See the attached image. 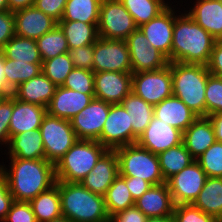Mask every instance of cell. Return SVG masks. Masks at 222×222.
<instances>
[{"mask_svg": "<svg viewBox=\"0 0 222 222\" xmlns=\"http://www.w3.org/2000/svg\"><path fill=\"white\" fill-rule=\"evenodd\" d=\"M9 159L8 166L0 163V173L13 200L30 202L38 194L56 184L55 164L52 162L46 159Z\"/></svg>", "mask_w": 222, "mask_h": 222, "instance_id": "1", "label": "cell"}, {"mask_svg": "<svg viewBox=\"0 0 222 222\" xmlns=\"http://www.w3.org/2000/svg\"><path fill=\"white\" fill-rule=\"evenodd\" d=\"M175 18L171 62L207 65L216 39L186 12Z\"/></svg>", "mask_w": 222, "mask_h": 222, "instance_id": "2", "label": "cell"}, {"mask_svg": "<svg viewBox=\"0 0 222 222\" xmlns=\"http://www.w3.org/2000/svg\"><path fill=\"white\" fill-rule=\"evenodd\" d=\"M62 216L71 222H109L104 196L86 189L79 182L59 181Z\"/></svg>", "mask_w": 222, "mask_h": 222, "instance_id": "3", "label": "cell"}, {"mask_svg": "<svg viewBox=\"0 0 222 222\" xmlns=\"http://www.w3.org/2000/svg\"><path fill=\"white\" fill-rule=\"evenodd\" d=\"M173 95L198 117H206L205 89L211 75L207 65L171 62Z\"/></svg>", "mask_w": 222, "mask_h": 222, "instance_id": "4", "label": "cell"}, {"mask_svg": "<svg viewBox=\"0 0 222 222\" xmlns=\"http://www.w3.org/2000/svg\"><path fill=\"white\" fill-rule=\"evenodd\" d=\"M106 151L97 140L78 139L55 164L56 181L80 183Z\"/></svg>", "mask_w": 222, "mask_h": 222, "instance_id": "5", "label": "cell"}, {"mask_svg": "<svg viewBox=\"0 0 222 222\" xmlns=\"http://www.w3.org/2000/svg\"><path fill=\"white\" fill-rule=\"evenodd\" d=\"M119 163V175L136 177L152 186L165 183L157 154L137 143L115 149Z\"/></svg>", "mask_w": 222, "mask_h": 222, "instance_id": "6", "label": "cell"}, {"mask_svg": "<svg viewBox=\"0 0 222 222\" xmlns=\"http://www.w3.org/2000/svg\"><path fill=\"white\" fill-rule=\"evenodd\" d=\"M39 130L45 159L53 164H56L78 140L69 120L53 117L48 113L43 117Z\"/></svg>", "mask_w": 222, "mask_h": 222, "instance_id": "7", "label": "cell"}, {"mask_svg": "<svg viewBox=\"0 0 222 222\" xmlns=\"http://www.w3.org/2000/svg\"><path fill=\"white\" fill-rule=\"evenodd\" d=\"M97 26L99 37L122 41L138 28L119 0H102Z\"/></svg>", "mask_w": 222, "mask_h": 222, "instance_id": "8", "label": "cell"}, {"mask_svg": "<svg viewBox=\"0 0 222 222\" xmlns=\"http://www.w3.org/2000/svg\"><path fill=\"white\" fill-rule=\"evenodd\" d=\"M132 92L152 106L172 96L171 62L163 69L132 73Z\"/></svg>", "mask_w": 222, "mask_h": 222, "instance_id": "9", "label": "cell"}, {"mask_svg": "<svg viewBox=\"0 0 222 222\" xmlns=\"http://www.w3.org/2000/svg\"><path fill=\"white\" fill-rule=\"evenodd\" d=\"M93 71L132 73L126 42L99 37L94 43Z\"/></svg>", "mask_w": 222, "mask_h": 222, "instance_id": "10", "label": "cell"}, {"mask_svg": "<svg viewBox=\"0 0 222 222\" xmlns=\"http://www.w3.org/2000/svg\"><path fill=\"white\" fill-rule=\"evenodd\" d=\"M207 179L206 173L196 160L166 180L175 205L192 204Z\"/></svg>", "mask_w": 222, "mask_h": 222, "instance_id": "11", "label": "cell"}, {"mask_svg": "<svg viewBox=\"0 0 222 222\" xmlns=\"http://www.w3.org/2000/svg\"><path fill=\"white\" fill-rule=\"evenodd\" d=\"M125 42L129 49L132 73L163 69L169 64L168 58L149 44L139 28L133 31Z\"/></svg>", "mask_w": 222, "mask_h": 222, "instance_id": "12", "label": "cell"}, {"mask_svg": "<svg viewBox=\"0 0 222 222\" xmlns=\"http://www.w3.org/2000/svg\"><path fill=\"white\" fill-rule=\"evenodd\" d=\"M100 143L107 150L133 144V127L129 113L122 104H111L100 135Z\"/></svg>", "mask_w": 222, "mask_h": 222, "instance_id": "13", "label": "cell"}, {"mask_svg": "<svg viewBox=\"0 0 222 222\" xmlns=\"http://www.w3.org/2000/svg\"><path fill=\"white\" fill-rule=\"evenodd\" d=\"M110 106L111 104L103 100L93 98L88 106L75 115L70 122L77 138L97 140L100 143V135Z\"/></svg>", "mask_w": 222, "mask_h": 222, "instance_id": "14", "label": "cell"}, {"mask_svg": "<svg viewBox=\"0 0 222 222\" xmlns=\"http://www.w3.org/2000/svg\"><path fill=\"white\" fill-rule=\"evenodd\" d=\"M171 5L157 17L138 27L147 37L149 44L162 52L168 58L169 62H171L173 28L175 18L178 16V10L174 7L175 5L173 7Z\"/></svg>", "mask_w": 222, "mask_h": 222, "instance_id": "15", "label": "cell"}, {"mask_svg": "<svg viewBox=\"0 0 222 222\" xmlns=\"http://www.w3.org/2000/svg\"><path fill=\"white\" fill-rule=\"evenodd\" d=\"M95 98L109 104H121L132 91V73L94 72Z\"/></svg>", "mask_w": 222, "mask_h": 222, "instance_id": "16", "label": "cell"}, {"mask_svg": "<svg viewBox=\"0 0 222 222\" xmlns=\"http://www.w3.org/2000/svg\"><path fill=\"white\" fill-rule=\"evenodd\" d=\"M183 132L153 116L150 124L138 137L137 144L159 154L182 143Z\"/></svg>", "mask_w": 222, "mask_h": 222, "instance_id": "17", "label": "cell"}, {"mask_svg": "<svg viewBox=\"0 0 222 222\" xmlns=\"http://www.w3.org/2000/svg\"><path fill=\"white\" fill-rule=\"evenodd\" d=\"M119 176V163L115 150H107L90 173L80 183L91 192L104 196Z\"/></svg>", "mask_w": 222, "mask_h": 222, "instance_id": "18", "label": "cell"}, {"mask_svg": "<svg viewBox=\"0 0 222 222\" xmlns=\"http://www.w3.org/2000/svg\"><path fill=\"white\" fill-rule=\"evenodd\" d=\"M15 35L37 40L50 32L58 22L35 6L14 12Z\"/></svg>", "mask_w": 222, "mask_h": 222, "instance_id": "19", "label": "cell"}, {"mask_svg": "<svg viewBox=\"0 0 222 222\" xmlns=\"http://www.w3.org/2000/svg\"><path fill=\"white\" fill-rule=\"evenodd\" d=\"M93 98H95V94H84L63 86H57L55 94L47 107V113L53 117L70 121L88 106Z\"/></svg>", "mask_w": 222, "mask_h": 222, "instance_id": "20", "label": "cell"}, {"mask_svg": "<svg viewBox=\"0 0 222 222\" xmlns=\"http://www.w3.org/2000/svg\"><path fill=\"white\" fill-rule=\"evenodd\" d=\"M46 114V107L23 102L13 96V112L9 126L10 138L25 131L39 130Z\"/></svg>", "mask_w": 222, "mask_h": 222, "instance_id": "21", "label": "cell"}, {"mask_svg": "<svg viewBox=\"0 0 222 222\" xmlns=\"http://www.w3.org/2000/svg\"><path fill=\"white\" fill-rule=\"evenodd\" d=\"M134 205L147 217L172 216L175 206L166 182L151 186Z\"/></svg>", "mask_w": 222, "mask_h": 222, "instance_id": "22", "label": "cell"}, {"mask_svg": "<svg viewBox=\"0 0 222 222\" xmlns=\"http://www.w3.org/2000/svg\"><path fill=\"white\" fill-rule=\"evenodd\" d=\"M153 116L182 132L198 118L182 100L174 95L153 106Z\"/></svg>", "mask_w": 222, "mask_h": 222, "instance_id": "23", "label": "cell"}, {"mask_svg": "<svg viewBox=\"0 0 222 222\" xmlns=\"http://www.w3.org/2000/svg\"><path fill=\"white\" fill-rule=\"evenodd\" d=\"M186 12L216 40L222 39V0H196Z\"/></svg>", "mask_w": 222, "mask_h": 222, "instance_id": "24", "label": "cell"}, {"mask_svg": "<svg viewBox=\"0 0 222 222\" xmlns=\"http://www.w3.org/2000/svg\"><path fill=\"white\" fill-rule=\"evenodd\" d=\"M57 86L42 72L13 90L12 95L20 101L48 107Z\"/></svg>", "mask_w": 222, "mask_h": 222, "instance_id": "25", "label": "cell"}, {"mask_svg": "<svg viewBox=\"0 0 222 222\" xmlns=\"http://www.w3.org/2000/svg\"><path fill=\"white\" fill-rule=\"evenodd\" d=\"M215 141L214 128L208 117H198L183 132L182 142L194 159L203 154Z\"/></svg>", "mask_w": 222, "mask_h": 222, "instance_id": "26", "label": "cell"}, {"mask_svg": "<svg viewBox=\"0 0 222 222\" xmlns=\"http://www.w3.org/2000/svg\"><path fill=\"white\" fill-rule=\"evenodd\" d=\"M6 152L9 157L20 159H45L40 130H29L10 138Z\"/></svg>", "mask_w": 222, "mask_h": 222, "instance_id": "27", "label": "cell"}, {"mask_svg": "<svg viewBox=\"0 0 222 222\" xmlns=\"http://www.w3.org/2000/svg\"><path fill=\"white\" fill-rule=\"evenodd\" d=\"M121 104L129 113L133 127V144H135L153 118V106L132 91L122 100Z\"/></svg>", "mask_w": 222, "mask_h": 222, "instance_id": "28", "label": "cell"}, {"mask_svg": "<svg viewBox=\"0 0 222 222\" xmlns=\"http://www.w3.org/2000/svg\"><path fill=\"white\" fill-rule=\"evenodd\" d=\"M37 222H48L62 217L59 181L30 201Z\"/></svg>", "mask_w": 222, "mask_h": 222, "instance_id": "29", "label": "cell"}, {"mask_svg": "<svg viewBox=\"0 0 222 222\" xmlns=\"http://www.w3.org/2000/svg\"><path fill=\"white\" fill-rule=\"evenodd\" d=\"M192 205L216 218L222 217V178L207 177Z\"/></svg>", "mask_w": 222, "mask_h": 222, "instance_id": "30", "label": "cell"}, {"mask_svg": "<svg viewBox=\"0 0 222 222\" xmlns=\"http://www.w3.org/2000/svg\"><path fill=\"white\" fill-rule=\"evenodd\" d=\"M69 50L84 45H91L99 38L98 23H84L81 21H59Z\"/></svg>", "mask_w": 222, "mask_h": 222, "instance_id": "31", "label": "cell"}, {"mask_svg": "<svg viewBox=\"0 0 222 222\" xmlns=\"http://www.w3.org/2000/svg\"><path fill=\"white\" fill-rule=\"evenodd\" d=\"M42 63H26L7 59L4 56V73L7 81V96L13 93L20 84L38 76Z\"/></svg>", "mask_w": 222, "mask_h": 222, "instance_id": "32", "label": "cell"}, {"mask_svg": "<svg viewBox=\"0 0 222 222\" xmlns=\"http://www.w3.org/2000/svg\"><path fill=\"white\" fill-rule=\"evenodd\" d=\"M5 58L26 63H42L36 40L15 35L1 49Z\"/></svg>", "mask_w": 222, "mask_h": 222, "instance_id": "33", "label": "cell"}, {"mask_svg": "<svg viewBox=\"0 0 222 222\" xmlns=\"http://www.w3.org/2000/svg\"><path fill=\"white\" fill-rule=\"evenodd\" d=\"M140 27L163 12L171 3L168 0H119ZM167 1V2H166Z\"/></svg>", "mask_w": 222, "mask_h": 222, "instance_id": "34", "label": "cell"}, {"mask_svg": "<svg viewBox=\"0 0 222 222\" xmlns=\"http://www.w3.org/2000/svg\"><path fill=\"white\" fill-rule=\"evenodd\" d=\"M159 164L164 180L179 173L195 159L184 146L183 142L158 154Z\"/></svg>", "mask_w": 222, "mask_h": 222, "instance_id": "35", "label": "cell"}, {"mask_svg": "<svg viewBox=\"0 0 222 222\" xmlns=\"http://www.w3.org/2000/svg\"><path fill=\"white\" fill-rule=\"evenodd\" d=\"M102 0H67L60 21L98 23Z\"/></svg>", "mask_w": 222, "mask_h": 222, "instance_id": "36", "label": "cell"}, {"mask_svg": "<svg viewBox=\"0 0 222 222\" xmlns=\"http://www.w3.org/2000/svg\"><path fill=\"white\" fill-rule=\"evenodd\" d=\"M104 201L109 217L113 214L134 206L135 201L126 186L122 176H118L104 195Z\"/></svg>", "mask_w": 222, "mask_h": 222, "instance_id": "37", "label": "cell"}, {"mask_svg": "<svg viewBox=\"0 0 222 222\" xmlns=\"http://www.w3.org/2000/svg\"><path fill=\"white\" fill-rule=\"evenodd\" d=\"M36 43L42 60H49L69 52L67 39L58 24L50 32L38 38Z\"/></svg>", "mask_w": 222, "mask_h": 222, "instance_id": "38", "label": "cell"}, {"mask_svg": "<svg viewBox=\"0 0 222 222\" xmlns=\"http://www.w3.org/2000/svg\"><path fill=\"white\" fill-rule=\"evenodd\" d=\"M73 68L69 53L60 54L49 60H43L41 65L42 73L56 86L63 85Z\"/></svg>", "mask_w": 222, "mask_h": 222, "instance_id": "39", "label": "cell"}, {"mask_svg": "<svg viewBox=\"0 0 222 222\" xmlns=\"http://www.w3.org/2000/svg\"><path fill=\"white\" fill-rule=\"evenodd\" d=\"M207 177L222 178V142L215 141L195 159Z\"/></svg>", "mask_w": 222, "mask_h": 222, "instance_id": "40", "label": "cell"}, {"mask_svg": "<svg viewBox=\"0 0 222 222\" xmlns=\"http://www.w3.org/2000/svg\"><path fill=\"white\" fill-rule=\"evenodd\" d=\"M62 86L84 94H95L94 71L73 68Z\"/></svg>", "mask_w": 222, "mask_h": 222, "instance_id": "41", "label": "cell"}, {"mask_svg": "<svg viewBox=\"0 0 222 222\" xmlns=\"http://www.w3.org/2000/svg\"><path fill=\"white\" fill-rule=\"evenodd\" d=\"M206 117L222 112V78L210 75L205 89Z\"/></svg>", "mask_w": 222, "mask_h": 222, "instance_id": "42", "label": "cell"}, {"mask_svg": "<svg viewBox=\"0 0 222 222\" xmlns=\"http://www.w3.org/2000/svg\"><path fill=\"white\" fill-rule=\"evenodd\" d=\"M173 222H217L218 218L202 212L192 204H179L174 206Z\"/></svg>", "mask_w": 222, "mask_h": 222, "instance_id": "43", "label": "cell"}, {"mask_svg": "<svg viewBox=\"0 0 222 222\" xmlns=\"http://www.w3.org/2000/svg\"><path fill=\"white\" fill-rule=\"evenodd\" d=\"M13 112V95L6 96L0 102V147L2 145L5 148L8 147L10 134H9V126H10V118L12 117Z\"/></svg>", "mask_w": 222, "mask_h": 222, "instance_id": "44", "label": "cell"}, {"mask_svg": "<svg viewBox=\"0 0 222 222\" xmlns=\"http://www.w3.org/2000/svg\"><path fill=\"white\" fill-rule=\"evenodd\" d=\"M3 222H37L30 202L13 201Z\"/></svg>", "mask_w": 222, "mask_h": 222, "instance_id": "45", "label": "cell"}, {"mask_svg": "<svg viewBox=\"0 0 222 222\" xmlns=\"http://www.w3.org/2000/svg\"><path fill=\"white\" fill-rule=\"evenodd\" d=\"M68 53L74 68L93 71L94 44L74 48L69 50Z\"/></svg>", "mask_w": 222, "mask_h": 222, "instance_id": "46", "label": "cell"}, {"mask_svg": "<svg viewBox=\"0 0 222 222\" xmlns=\"http://www.w3.org/2000/svg\"><path fill=\"white\" fill-rule=\"evenodd\" d=\"M15 36L14 12L0 11V50Z\"/></svg>", "mask_w": 222, "mask_h": 222, "instance_id": "47", "label": "cell"}, {"mask_svg": "<svg viewBox=\"0 0 222 222\" xmlns=\"http://www.w3.org/2000/svg\"><path fill=\"white\" fill-rule=\"evenodd\" d=\"M66 3L67 0H35L34 6L59 22L62 19Z\"/></svg>", "mask_w": 222, "mask_h": 222, "instance_id": "48", "label": "cell"}, {"mask_svg": "<svg viewBox=\"0 0 222 222\" xmlns=\"http://www.w3.org/2000/svg\"><path fill=\"white\" fill-rule=\"evenodd\" d=\"M146 219L147 216L134 205L113 214L109 222H146Z\"/></svg>", "mask_w": 222, "mask_h": 222, "instance_id": "49", "label": "cell"}, {"mask_svg": "<svg viewBox=\"0 0 222 222\" xmlns=\"http://www.w3.org/2000/svg\"><path fill=\"white\" fill-rule=\"evenodd\" d=\"M207 68L211 75L222 78V39L216 40Z\"/></svg>", "mask_w": 222, "mask_h": 222, "instance_id": "50", "label": "cell"}, {"mask_svg": "<svg viewBox=\"0 0 222 222\" xmlns=\"http://www.w3.org/2000/svg\"><path fill=\"white\" fill-rule=\"evenodd\" d=\"M13 201V196L9 192L8 185L0 173V222L5 220Z\"/></svg>", "mask_w": 222, "mask_h": 222, "instance_id": "51", "label": "cell"}, {"mask_svg": "<svg viewBox=\"0 0 222 222\" xmlns=\"http://www.w3.org/2000/svg\"><path fill=\"white\" fill-rule=\"evenodd\" d=\"M126 181V186L128 187L132 198L136 201L140 198L152 185L141 179H136V177L122 176Z\"/></svg>", "mask_w": 222, "mask_h": 222, "instance_id": "52", "label": "cell"}, {"mask_svg": "<svg viewBox=\"0 0 222 222\" xmlns=\"http://www.w3.org/2000/svg\"><path fill=\"white\" fill-rule=\"evenodd\" d=\"M208 118L213 125L216 141L222 142V112L210 115Z\"/></svg>", "mask_w": 222, "mask_h": 222, "instance_id": "53", "label": "cell"}, {"mask_svg": "<svg viewBox=\"0 0 222 222\" xmlns=\"http://www.w3.org/2000/svg\"><path fill=\"white\" fill-rule=\"evenodd\" d=\"M35 0H8L9 11L15 12L34 6Z\"/></svg>", "mask_w": 222, "mask_h": 222, "instance_id": "54", "label": "cell"}, {"mask_svg": "<svg viewBox=\"0 0 222 222\" xmlns=\"http://www.w3.org/2000/svg\"><path fill=\"white\" fill-rule=\"evenodd\" d=\"M0 93L7 96V81L4 73V54L0 50Z\"/></svg>", "mask_w": 222, "mask_h": 222, "instance_id": "55", "label": "cell"}, {"mask_svg": "<svg viewBox=\"0 0 222 222\" xmlns=\"http://www.w3.org/2000/svg\"><path fill=\"white\" fill-rule=\"evenodd\" d=\"M146 222H173L172 216L147 217Z\"/></svg>", "mask_w": 222, "mask_h": 222, "instance_id": "56", "label": "cell"}, {"mask_svg": "<svg viewBox=\"0 0 222 222\" xmlns=\"http://www.w3.org/2000/svg\"><path fill=\"white\" fill-rule=\"evenodd\" d=\"M7 10H9L8 0H0V11H7Z\"/></svg>", "mask_w": 222, "mask_h": 222, "instance_id": "57", "label": "cell"}, {"mask_svg": "<svg viewBox=\"0 0 222 222\" xmlns=\"http://www.w3.org/2000/svg\"><path fill=\"white\" fill-rule=\"evenodd\" d=\"M48 222H71L70 220H68L66 217H60L58 219H55V220H51V221H48Z\"/></svg>", "mask_w": 222, "mask_h": 222, "instance_id": "58", "label": "cell"}, {"mask_svg": "<svg viewBox=\"0 0 222 222\" xmlns=\"http://www.w3.org/2000/svg\"><path fill=\"white\" fill-rule=\"evenodd\" d=\"M6 97V95L0 93V102Z\"/></svg>", "mask_w": 222, "mask_h": 222, "instance_id": "59", "label": "cell"}, {"mask_svg": "<svg viewBox=\"0 0 222 222\" xmlns=\"http://www.w3.org/2000/svg\"><path fill=\"white\" fill-rule=\"evenodd\" d=\"M217 222H222V217L218 218Z\"/></svg>", "mask_w": 222, "mask_h": 222, "instance_id": "60", "label": "cell"}]
</instances>
